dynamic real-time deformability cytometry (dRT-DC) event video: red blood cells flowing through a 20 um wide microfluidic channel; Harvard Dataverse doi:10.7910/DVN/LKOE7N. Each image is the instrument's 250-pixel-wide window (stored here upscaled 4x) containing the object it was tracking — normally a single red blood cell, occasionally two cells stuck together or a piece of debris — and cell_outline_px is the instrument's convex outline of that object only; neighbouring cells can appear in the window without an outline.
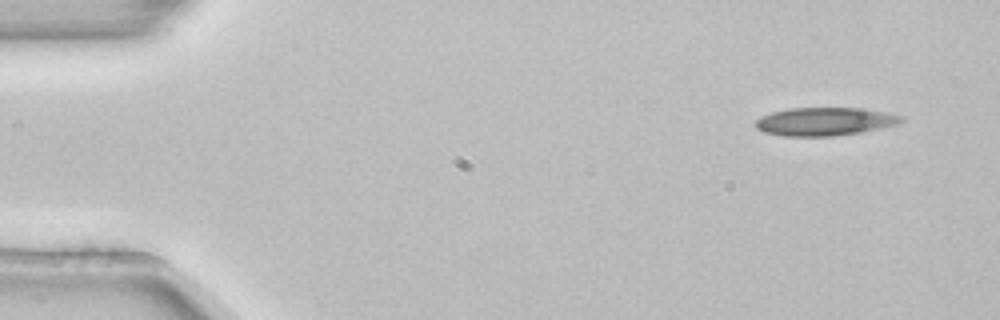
{"species": "common noctule bat (a hibernating species)", "species_latin": "Nyctalus noctula", "temperature_condition": "room temperature", "stored_images_in_passage": 3, "camera_frame_rate_fps": 3000, "um_per_image_px": 0.085, "animal": {"sex": "female", "body_mass_g": 22.7, "forearm_length_mm": 54.2}, "frame": {"image": 1, "passage_image": 1, "time_ms": 0.0, "image_size_px": [1000, 320], "cell_outline_px": [[904, 120], [896, 124], [880, 128], [860, 132], [832, 136], [784, 136], [764, 132], [756, 128], [756, 120], [772, 112], [792, 108], [856, 108], [888, 112], [904, 116]], "centroid_in_image_um": [70.13, 10.33], "position_along_channel_um": 14.9, "area_um2": 23.7}}
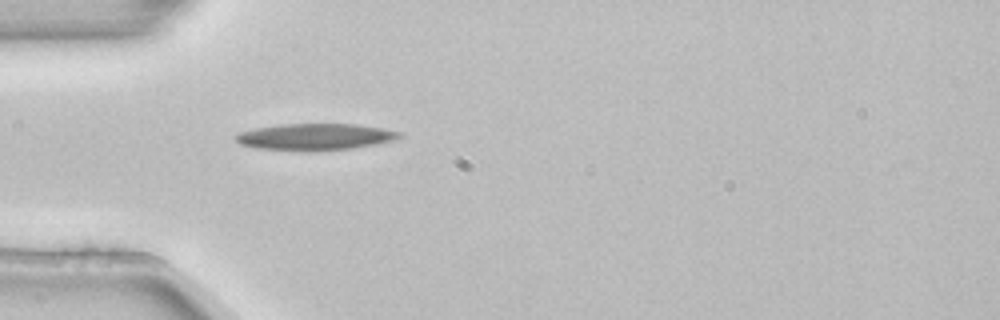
{"frame": {"image": 2, "passage_image": 3, "time_ms": 0.667, "image_size_px": [1000, 320], "cell_outline_px": [[404, 136], [396, 140], [376, 144], [352, 148], [256, 148], [240, 144], [232, 136], [240, 132], [256, 128], [280, 124], [356, 124], [384, 128], [400, 132]], "centroid_in_image_um": [26.84, 11.58], "position_along_channel_um": 58.2, "area_um2": 24.33}}